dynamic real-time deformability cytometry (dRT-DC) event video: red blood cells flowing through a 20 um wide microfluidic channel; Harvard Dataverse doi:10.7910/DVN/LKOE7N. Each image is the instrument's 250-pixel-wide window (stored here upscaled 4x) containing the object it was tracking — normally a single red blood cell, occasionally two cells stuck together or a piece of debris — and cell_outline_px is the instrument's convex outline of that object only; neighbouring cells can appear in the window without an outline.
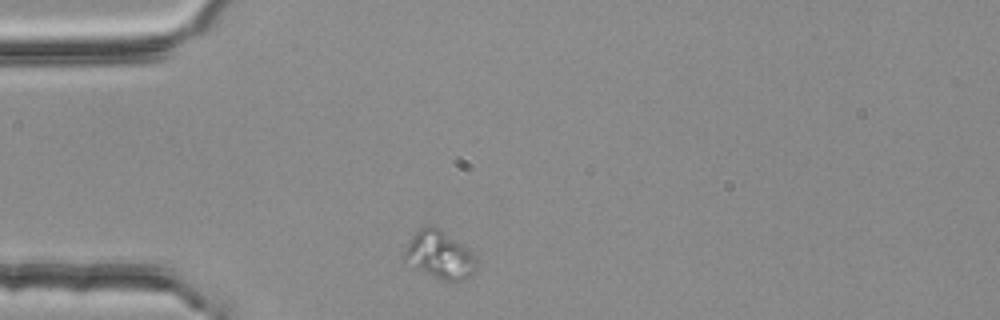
{"species": "common noctule bat (a hibernating species)", "species_latin": "Nyctalus noctula", "temperature_condition": "room temperature", "stored_images_in_passage": 1, "camera_frame_rate_fps": 3000, "um_per_image_px": 0.085, "animal": {"sex": "female", "body_mass_g": 25.1}, "frame": {"image": 1, "passage_image": 1, "time_ms": 0.0, "image_size_px": [1000, 320], "cell_outline_px": [[476, 264], [472, 272], [468, 276], [460, 280], [444, 280], [404, 260], [404, 252], [412, 236], [420, 228], [440, 228], [468, 248], [476, 260]], "centroid_in_image_um": [37.38, 21.64], "position_along_channel_um": 47.6, "area_um2": 18.84}}